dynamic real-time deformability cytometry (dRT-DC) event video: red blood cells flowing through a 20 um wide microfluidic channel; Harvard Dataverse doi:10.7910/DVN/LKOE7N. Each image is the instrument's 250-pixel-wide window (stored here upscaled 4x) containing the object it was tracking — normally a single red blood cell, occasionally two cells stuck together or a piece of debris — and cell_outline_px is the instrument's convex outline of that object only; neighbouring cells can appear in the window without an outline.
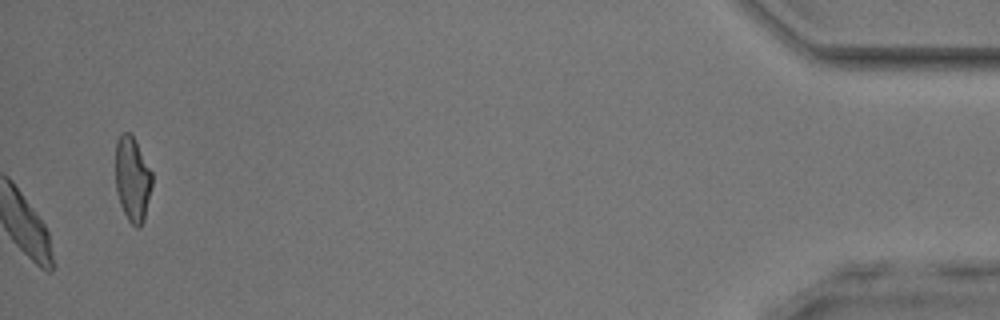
{"species": "common noctule bat (a hibernating species)", "species_latin": "Nyctalus noctula", "temperature_condition": "room temperature", "stored_images_in_passage": 47, "camera_frame_rate_fps": 3000, "um_per_image_px": 0.085, "animal": {"sex": "male", "body_mass_g": 17.9, "forearm_length_mm": 54.2}, "frame": {"image": 1, "passage_image": 47, "time_ms": 15.333, "image_size_px": [1000, 320], "cell_outline_px": [[152, 184], [144, 220], [140, 228], [136, 228], [128, 220], [120, 204], [116, 192], [116, 140], [124, 132], [128, 132], [132, 136], [152, 172]], "centroid_in_image_um": [11.25, 15.27], "position_along_channel_um": 423.9, "area_um2": 17.86}, "authors_computed_cell_mechanics": {"area_um2": 21.9062, "velocity_mm_per_s": 3.9039, "shape_relaxation_time_tau1_ms": 3.9745, "shape_relaxation_time_tau2_ms": 1.8304, "deformation_change_tau1": 0.1251, "deformation_change_tau2": 0.0946}}